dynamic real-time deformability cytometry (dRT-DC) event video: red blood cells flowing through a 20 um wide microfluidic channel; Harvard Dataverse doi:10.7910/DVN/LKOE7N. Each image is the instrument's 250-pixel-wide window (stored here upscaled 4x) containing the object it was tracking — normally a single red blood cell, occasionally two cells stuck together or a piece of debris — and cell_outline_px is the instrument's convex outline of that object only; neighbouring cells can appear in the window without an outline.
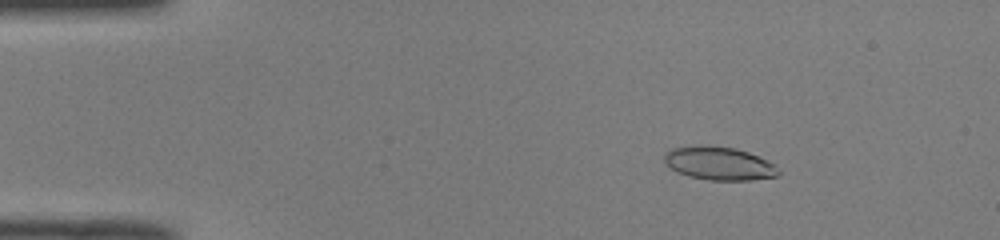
{"species": "common noctule bat (a hibernating species)", "species_latin": "Nyctalus noctula", "temperature_condition": "room temperature", "stored_images_in_passage": 51, "camera_frame_rate_fps": 3000, "um_per_image_px": 0.085, "animal": {"sex": "male", "body_mass_g": 19.0, "forearm_length_mm": 50.8}, "frame": {"image": 1, "passage_image": 8, "time_ms": 2.333, "image_size_px": [1000, 240], "cell_outline_px": [[780, 176], [752, 180], [712, 180], [688, 176], [672, 168], [664, 160], [664, 152], [672, 148], [736, 148], [748, 152], [772, 164], [780, 172]], "centroid_in_image_um": [61.17, 13.94], "position_along_channel_um": 23.8, "area_um2": 21.04}}
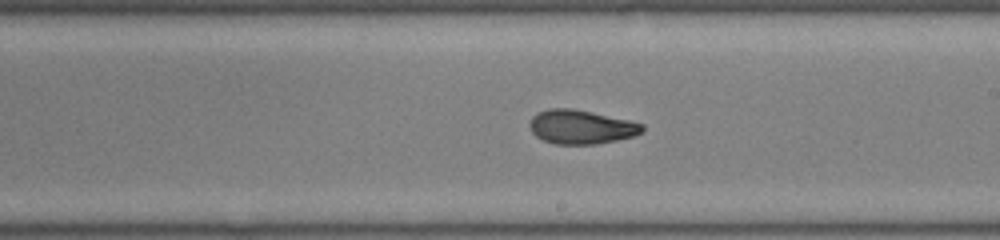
{"frame": {"image": 2, "passage_image": 30, "time_ms": 9.667, "image_size_px": [1000, 240], "cell_outline_px": [[644, 132], [632, 136], [616, 140], [596, 144], [556, 144], [544, 140], [536, 136], [532, 132], [528, 124], [532, 116], [536, 112], [548, 108], [572, 108], [592, 112], [628, 120], [644, 124]], "centroid_in_image_um": [49.37, 10.78], "position_along_channel_um": 239.6, "area_um2": 22.37}}
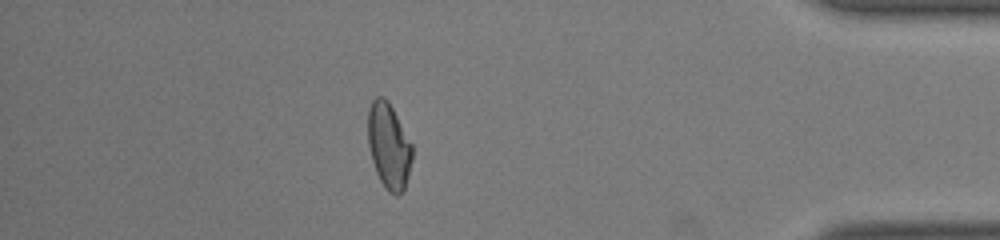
{"frame": {"image": 3, "passage_image": 45, "time_ms": 14.667, "image_size_px": [1000, 240], "cell_outline_px": [[412, 160], [408, 176], [404, 188], [396, 196], [388, 192], [380, 180], [376, 172], [372, 160], [368, 144], [368, 108], [372, 100], [376, 96], [384, 96], [388, 100], [412, 144]], "centroid_in_image_um": [33.04, 12.38], "position_along_channel_um": 402.2, "area_um2": 22.08}, "authors_computed_cell_mechanics": {"area_um2": 22.3108, "velocity_mm_per_s": 4.0274, "shape_relaxation_time_tau1_ms": 7.2122, "shape_relaxation_time_tau2_ms": 2.07, "deformation_change_tau1": 0.2249, "deformation_change_tau2": 0.0779}}